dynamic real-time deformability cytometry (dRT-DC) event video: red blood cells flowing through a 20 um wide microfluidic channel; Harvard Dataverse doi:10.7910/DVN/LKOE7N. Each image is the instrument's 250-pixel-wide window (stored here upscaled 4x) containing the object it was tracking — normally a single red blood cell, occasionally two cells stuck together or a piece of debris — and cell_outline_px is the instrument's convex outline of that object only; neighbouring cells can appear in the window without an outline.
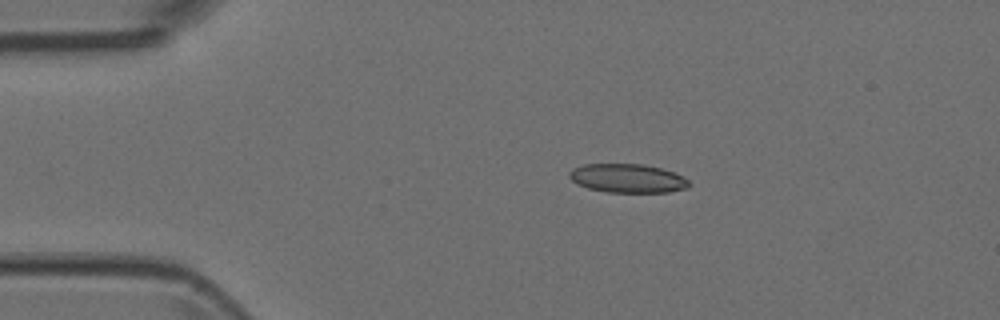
{"species": "Egyptian fruit bat (a non-hibernating species)", "species_latin": "Rousettus aegyptiacus", "temperature_condition": "room temperature", "stored_images_in_passage": 2, "camera_frame_rate_fps": 3000, "um_per_image_px": 0.085, "animal": {"sex": "female"}, "frame": {"image": 1, "passage_image": 1, "time_ms": 0.0, "image_size_px": [1000, 320], "cell_outline_px": [[692, 184], [688, 188], [668, 192], [608, 192], [588, 188], [572, 180], [568, 176], [568, 172], [572, 168], [584, 164], [644, 164], [676, 172], [684, 176]], "centroid_in_image_um": [53.39, 15.15], "position_along_channel_um": 31.6, "area_um2": 20.23}}